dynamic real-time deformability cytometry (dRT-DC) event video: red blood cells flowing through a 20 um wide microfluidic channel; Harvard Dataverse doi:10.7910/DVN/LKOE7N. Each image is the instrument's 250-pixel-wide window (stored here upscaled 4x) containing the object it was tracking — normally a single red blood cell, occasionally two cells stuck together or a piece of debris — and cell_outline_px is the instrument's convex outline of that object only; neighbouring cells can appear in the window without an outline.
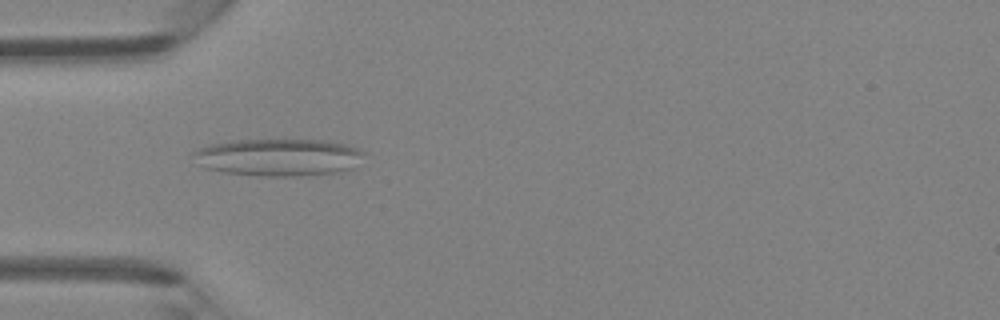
{"species": "Egyptian fruit bat (a non-hibernating species)", "species_latin": "Rousettus aegyptiacus", "temperature_condition": "room temperature", "stored_images_in_passage": 32, "camera_frame_rate_fps": 3000, "um_per_image_px": 0.085, "animal": {"sex": "female"}, "frame": {"image": 1, "passage_image": 1, "time_ms": 0.0, "image_size_px": [1000, 320], "cell_outline_px": [[364, 152], [352, 168], [344, 172], [300, 176], [256, 176], [224, 172], [204, 168], [200, 164], [192, 152], [208, 144], [232, 140], [324, 140], [344, 144], [360, 148]], "centroid_in_image_um": [23.67, 13.37], "position_along_channel_um": 61.3, "area_um2": 37.17}}
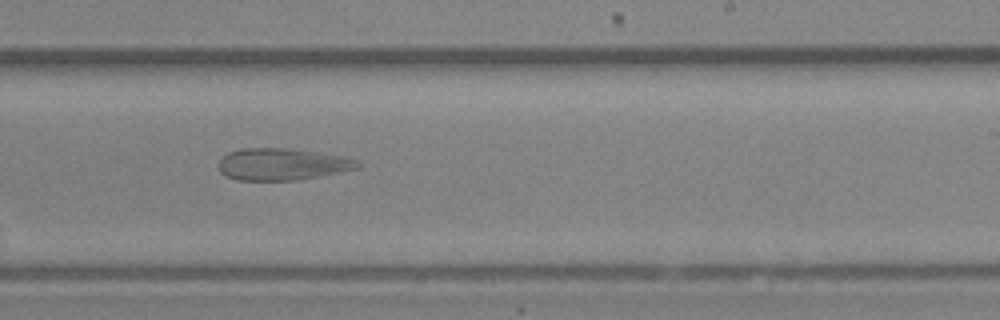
{"frame": {"image": 2, "passage_image": 15, "time_ms": 4.667, "image_size_px": [1000, 320], "cell_outline_px": [[360, 168], [340, 172], [296, 180], [236, 180], [224, 176], [220, 172], [216, 164], [228, 152], [240, 148], [284, 148], [316, 152], [356, 160], [360, 164]], "centroid_in_image_um": [23.89, 13.97], "position_along_channel_um": 265.1, "area_um2": 25.66}}
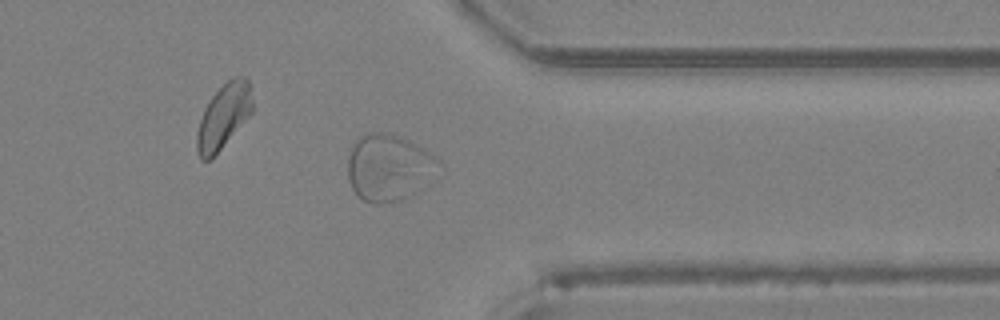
{"frame": {"image": 3, "passage_image": 23, "time_ms": 7.333, "image_size_px": [1000, 320], "cell_outline_px": [[440, 160], [420, 188], [412, 196], [400, 200], [380, 204], [364, 200], [356, 196], [352, 188], [348, 176], [348, 156], [352, 144], [364, 132], [388, 132], [400, 136], [408, 140]], "centroid_in_image_um": [32.94, 14.22], "position_along_channel_um": 378.5, "area_um2": 34.74}}